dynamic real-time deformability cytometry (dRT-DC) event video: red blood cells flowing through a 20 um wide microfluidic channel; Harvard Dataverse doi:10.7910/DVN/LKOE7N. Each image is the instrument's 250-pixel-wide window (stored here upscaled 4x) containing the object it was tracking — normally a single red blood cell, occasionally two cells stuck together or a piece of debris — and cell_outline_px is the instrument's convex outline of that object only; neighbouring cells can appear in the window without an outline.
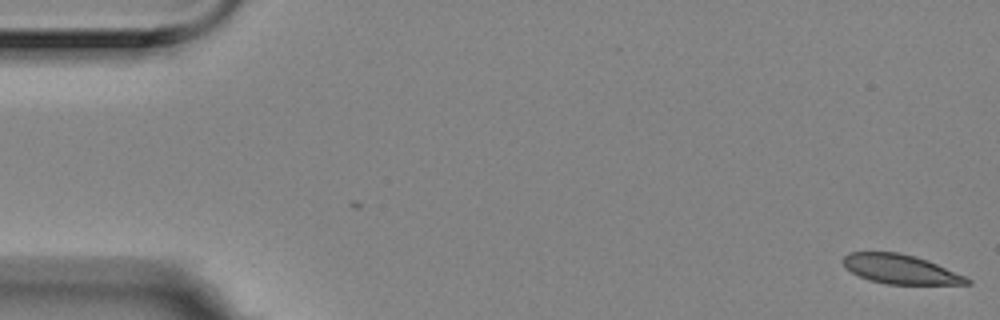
{"species": "Egyptian fruit bat (a non-hibernating species)", "species_latin": "Rousettus aegyptiacus", "temperature_condition": "room temperature", "stored_images_in_passage": 6, "camera_frame_rate_fps": 3000, "um_per_image_px": 0.085, "animal": {"sex": "female"}, "frame": {"image": 1, "passage_image": 1, "time_ms": 0.0, "image_size_px": [1000, 320], "cell_outline_px": [[972, 284], [888, 284], [868, 280], [852, 272], [844, 264], [844, 256], [848, 252], [900, 252], [916, 256], [928, 260], [964, 276], [972, 280]], "centroid_in_image_um": [76.55, 22.88], "position_along_channel_um": 8.4, "area_um2": 20.98}}